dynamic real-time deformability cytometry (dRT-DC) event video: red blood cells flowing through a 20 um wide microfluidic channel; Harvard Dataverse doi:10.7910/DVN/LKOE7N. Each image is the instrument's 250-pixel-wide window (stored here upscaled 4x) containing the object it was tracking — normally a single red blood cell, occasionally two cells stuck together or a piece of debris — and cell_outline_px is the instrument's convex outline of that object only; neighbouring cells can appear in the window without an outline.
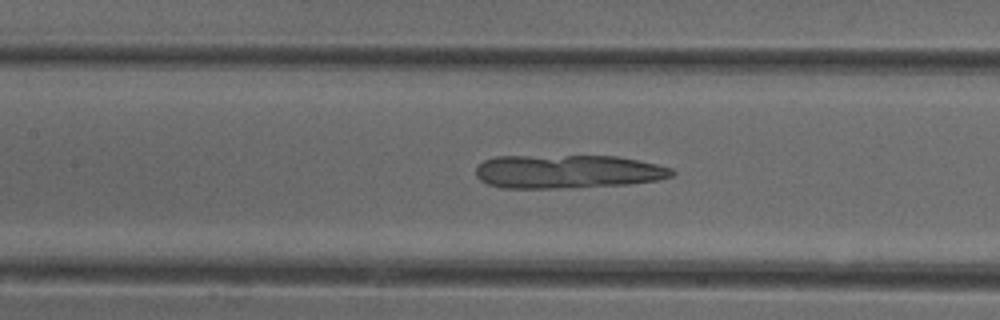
{"species": "common noctule bat (a hibernating species)", "species_latin": "Nyctalus noctula", "temperature_condition": "cold", "stored_images_in_passage": 50, "camera_frame_rate_fps": 3000, "um_per_image_px": 0.085, "animal": {"sex": "female"}, "frame": {"image": 1, "passage_image": 22, "time_ms": 7.0, "image_size_px": [1000, 320], "cell_outline_px": [[676, 172], [672, 176], [656, 180], [628, 184], [556, 188], [504, 188], [488, 184], [480, 180], [476, 176], [476, 168], [484, 160], [496, 156], [616, 156], [656, 164], [672, 168]], "centroid_in_image_um": [48.22, 14.58], "position_along_channel_um": 159.2, "area_um2": 38.21}}
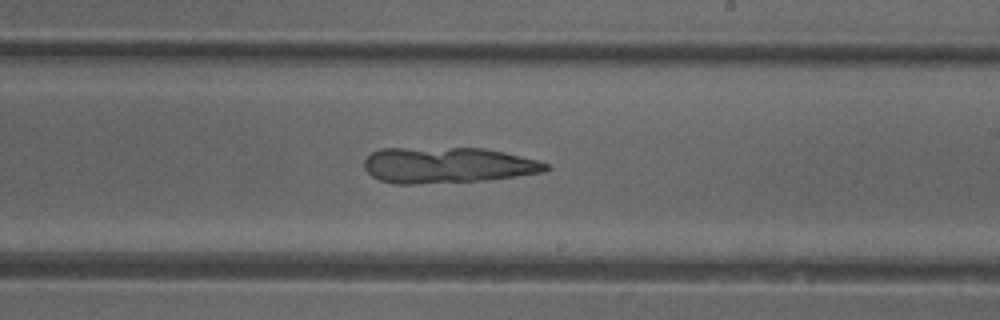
{"frame": {"image": 2, "passage_image": 29, "time_ms": 9.333, "image_size_px": [1000, 320], "cell_outline_px": [[552, 168], [544, 172], [516, 176], [484, 180], [416, 184], [396, 184], [380, 180], [372, 176], [364, 168], [364, 160], [372, 152], [380, 148], [484, 148], [504, 152], [536, 160], [548, 164]], "centroid_in_image_um": [38.02, 14.04], "position_along_channel_um": 251.0, "area_um2": 37.97}}
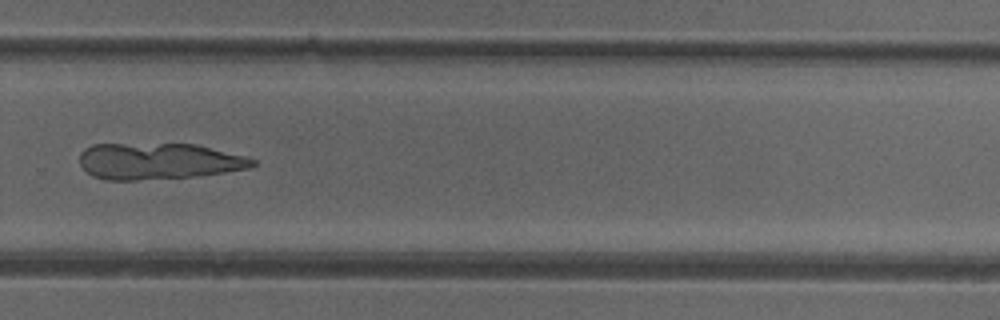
{"frame": {"image": 3, "passage_image": 34, "time_ms": 11.0, "image_size_px": [1000, 320], "cell_outline_px": [[256, 164], [248, 168], [224, 172], [192, 176], [136, 180], [104, 180], [92, 176], [80, 164], [80, 152], [84, 148], [92, 144], [196, 144], [244, 156], [256, 160]], "centroid_in_image_um": [13.43, 13.69], "position_along_channel_um": 316.4, "area_um2": 36.41}}